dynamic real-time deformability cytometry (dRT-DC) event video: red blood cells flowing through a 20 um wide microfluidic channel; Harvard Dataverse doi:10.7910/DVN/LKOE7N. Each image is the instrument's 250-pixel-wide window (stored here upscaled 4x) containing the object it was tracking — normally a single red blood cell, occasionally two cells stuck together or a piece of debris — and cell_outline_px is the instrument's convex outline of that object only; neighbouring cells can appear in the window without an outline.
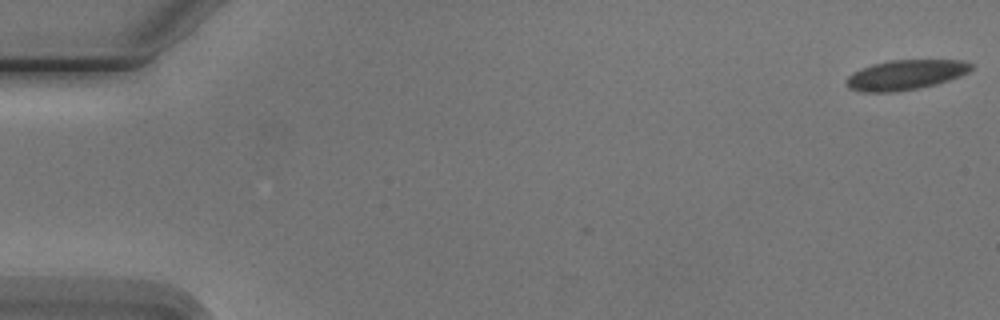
{"species": "Egyptian fruit bat (a non-hibernating species)", "species_latin": "Rousettus aegyptiacus", "temperature_condition": "cold", "stored_images_in_passage": 2, "camera_frame_rate_fps": 3000, "um_per_image_px": 0.085, "animal": {"sex": "male"}, "frame": {"image": 1, "passage_image": 2, "time_ms": 1.0, "image_size_px": [1000, 320], "cell_outline_px": [[972, 68], [968, 72], [960, 76], [936, 84], [896, 92], [860, 92], [848, 88], [844, 84], [844, 80], [852, 72], [860, 68], [872, 64], [888, 60], [964, 60], [972, 64]], "centroid_in_image_um": [76.9, 6.36], "position_along_channel_um": 8.1, "area_um2": 21.96}}